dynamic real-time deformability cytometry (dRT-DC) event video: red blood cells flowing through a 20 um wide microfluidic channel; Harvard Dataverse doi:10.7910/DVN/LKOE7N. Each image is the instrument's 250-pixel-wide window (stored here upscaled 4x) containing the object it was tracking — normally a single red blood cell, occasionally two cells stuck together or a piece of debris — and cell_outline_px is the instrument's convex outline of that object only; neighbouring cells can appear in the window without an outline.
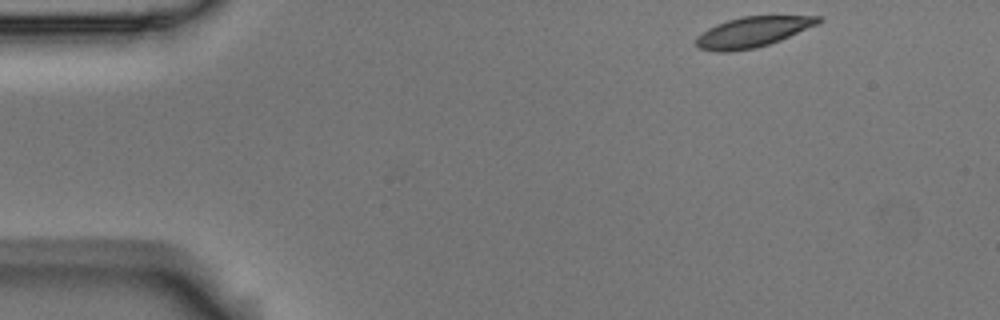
{"species": "Egyptian fruit bat (a non-hibernating species)", "species_latin": "Rousettus aegyptiacus", "temperature_condition": "room temperature", "stored_images_in_passage": 7, "camera_frame_rate_fps": 3000, "um_per_image_px": 0.085, "animal": {"sex": "male"}, "frame": {"image": 1, "passage_image": 1, "time_ms": 0.0, "image_size_px": [1000, 320], "cell_outline_px": [[824, 20], [816, 24], [780, 40], [756, 48], [732, 52], [716, 52], [700, 48], [696, 44], [696, 36], [708, 28], [716, 24], [728, 20], [744, 16], [820, 16]], "centroid_in_image_um": [63.93, 2.73], "position_along_channel_um": 21.1, "area_um2": 21.44}}
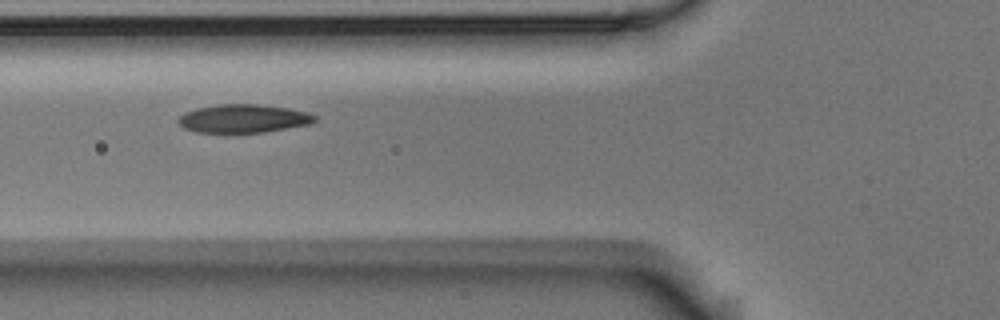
{"frame": {"image": 2, "passage_image": 5, "time_ms": 1.333, "image_size_px": [1000, 320], "cell_outline_px": [[316, 120], [312, 124], [264, 132], [236, 136], [196, 132], [184, 128], [176, 120], [184, 112], [196, 108], [220, 104], [256, 104], [288, 108], [308, 112], [316, 116]], "centroid_in_image_um": [20.65, 10.12], "position_along_channel_um": 105.1, "area_um2": 23.52}}
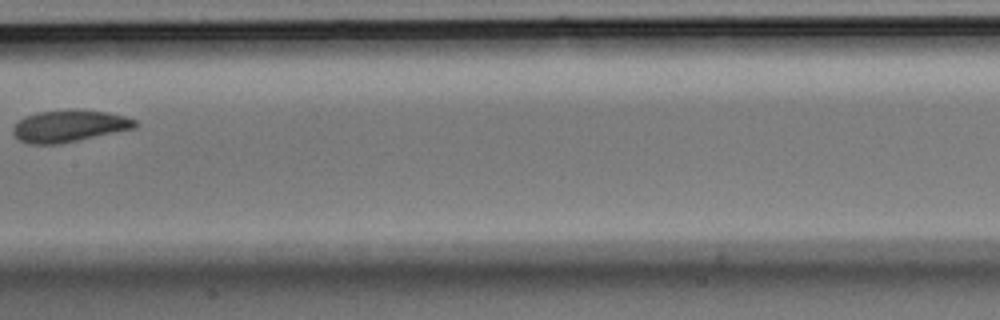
{"frame": {"image": 3, "passage_image": 7, "time_ms": 2.0, "image_size_px": [1000, 320], "cell_outline_px": [[136, 128], [60, 144], [28, 144], [20, 140], [12, 132], [12, 128], [24, 116], [36, 112], [108, 112], [124, 116], [136, 120]], "centroid_in_image_um": [5.86, 10.75], "position_along_channel_um": 201.5, "area_um2": 21.91}}